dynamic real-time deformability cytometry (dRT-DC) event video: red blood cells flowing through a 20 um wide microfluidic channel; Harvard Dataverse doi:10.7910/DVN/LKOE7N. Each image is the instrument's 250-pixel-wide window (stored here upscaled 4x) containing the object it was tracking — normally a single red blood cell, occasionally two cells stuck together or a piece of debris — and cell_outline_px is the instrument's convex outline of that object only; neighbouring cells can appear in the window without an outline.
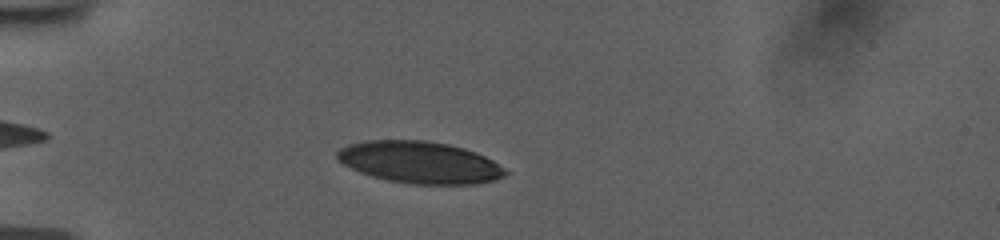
{"species": "human", "species_latin": "Homo sapiens", "temperature_condition": "room temperature", "stored_images_in_passage": 39, "camera_frame_rate_fps": 3000, "um_per_image_px": 0.085, "donor": {"sex": "female"}, "frame": {"image": 1, "passage_image": 4, "time_ms": 1.0, "image_size_px": [1000, 240], "cell_outline_px": [[508, 172], [504, 176], [496, 180], [476, 184], [412, 184], [388, 180], [372, 176], [360, 172], [336, 160], [336, 152], [340, 148], [348, 144], [364, 140], [424, 140], [448, 144], [464, 148], [476, 152], [492, 160], [504, 168]], "centroid_in_image_um": [35.66, 13.79], "position_along_channel_um": 49.3, "area_um2": 41.15}}
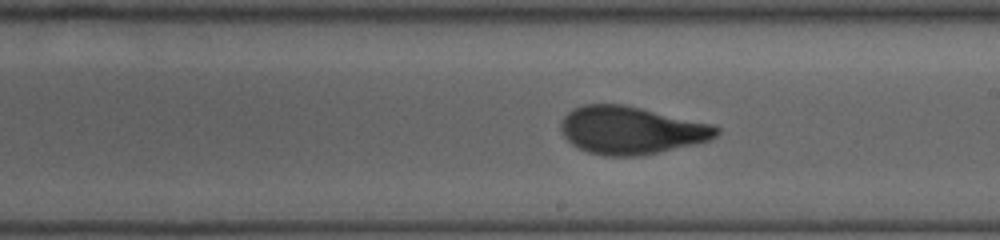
{"frame": {"image": 2, "passage_image": 21, "time_ms": 6.667, "image_size_px": [1000, 240], "cell_outline_px": [[720, 132], [716, 136], [708, 140], [696, 144], [640, 156], [604, 156], [588, 152], [576, 148], [560, 132], [560, 124], [564, 116], [572, 108], [584, 104], [624, 104], [712, 124], [720, 128]], "centroid_in_image_um": [53.62, 11.07], "position_along_channel_um": 235.4, "area_um2": 43.47}}
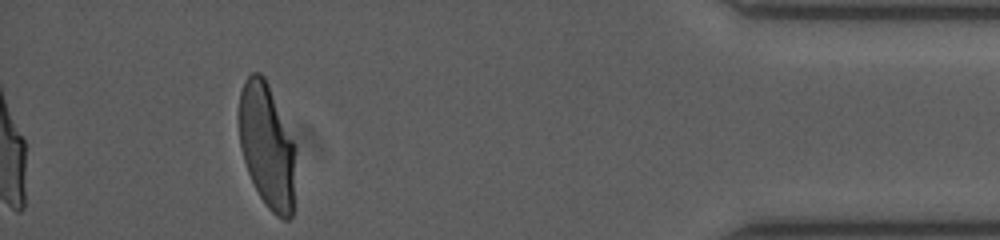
{"frame": {"image": 3, "passage_image": 39, "time_ms": 12.667, "image_size_px": [1000, 240], "cell_outline_px": [[296, 148], [292, 216], [288, 220], [284, 220], [276, 216], [268, 208], [260, 196], [248, 172], [240, 148], [236, 116], [240, 92], [244, 80], [252, 72], [260, 72], [264, 76], [268, 84], [296, 144]], "centroid_in_image_um": [22.67, 12.35], "position_along_channel_um": 412.5, "area_um2": 41.91}, "authors_computed_cell_mechanics": {"area_um2": 42.5408, "velocity_mm_per_s": 3.74, "shape_relaxation_time_tau1_ms": 6.5584, "shape_relaxation_time_tau2_ms": 0.8027, "deformation_change_tau1": 0.2547, "deformation_change_tau2": 0.0701}}